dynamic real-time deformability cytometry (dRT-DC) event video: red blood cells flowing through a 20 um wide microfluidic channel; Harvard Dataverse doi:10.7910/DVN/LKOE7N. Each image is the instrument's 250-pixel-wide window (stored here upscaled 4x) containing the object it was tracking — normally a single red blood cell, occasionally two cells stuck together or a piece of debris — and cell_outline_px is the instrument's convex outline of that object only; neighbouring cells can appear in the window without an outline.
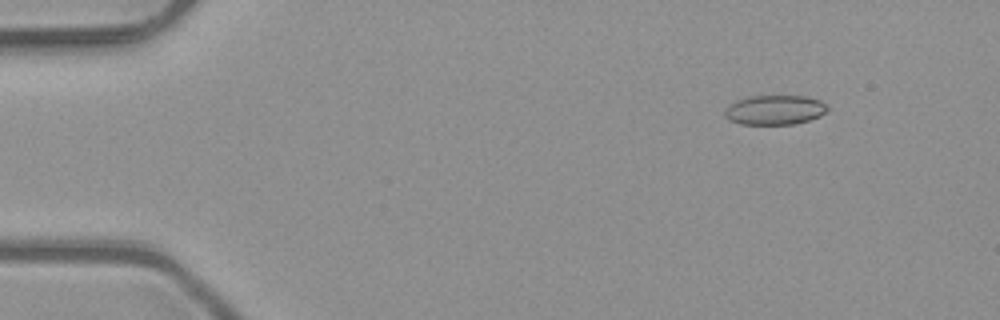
{"species": "common noctule bat (a hibernating species)", "species_latin": "Nyctalus noctula", "temperature_condition": "room temperature", "stored_images_in_passage": 49, "camera_frame_rate_fps": 3000, "um_per_image_px": 0.085, "animal": {"sex": "male", "body_mass_g": 23.1, "forearm_length_mm": 52.7}, "frame": {"image": 1, "passage_image": 4, "time_ms": 1.0, "image_size_px": [1000, 320], "cell_outline_px": [[828, 108], [820, 116], [796, 124], [740, 124], [728, 120], [724, 116], [724, 108], [728, 104], [736, 100], [752, 96], [804, 96], [820, 100]], "centroid_in_image_um": [65.79, 9.35], "position_along_channel_um": 19.2, "area_um2": 17.74}}
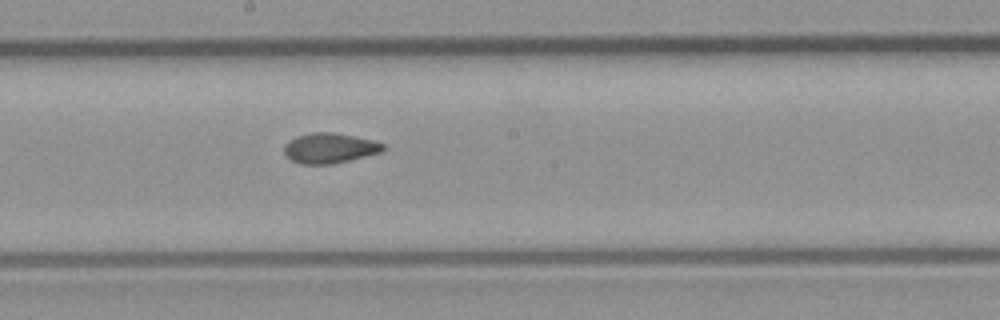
{"frame": {"image": 2, "passage_image": 26, "time_ms": 8.333, "image_size_px": [1000, 320], "cell_outline_px": [[384, 148], [380, 152], [332, 164], [300, 164], [292, 160], [284, 152], [284, 144], [296, 136], [312, 132], [332, 132], [372, 140], [384, 144]], "centroid_in_image_um": [27.97, 12.58], "position_along_channel_um": 220.2, "area_um2": 17.11}}
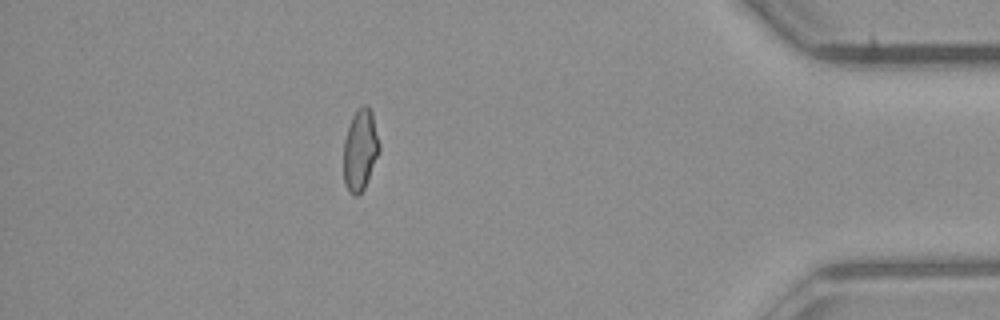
{"frame": {"image": 3, "passage_image": 43, "time_ms": 14.0, "image_size_px": [1000, 320], "cell_outline_px": [[380, 152], [364, 188], [356, 196], [352, 196], [344, 184], [344, 140], [352, 116], [356, 108], [360, 104], [368, 104], [372, 112], [380, 144]], "centroid_in_image_um": [30.63, 12.7], "position_along_channel_um": 404.6, "area_um2": 17.17}, "authors_computed_cell_mechanics": {"area_um2": 17.3978, "velocity_mm_per_s": 4.0836, "shape_relaxation_time_tau1_ms": null, "shape_relaxation_time_tau2_ms": 1.9352, "deformation_change_tau1": null, "deformation_change_tau2": 0.0527}}